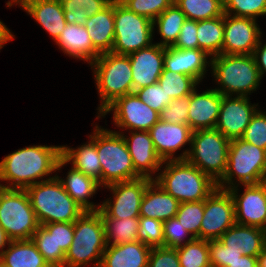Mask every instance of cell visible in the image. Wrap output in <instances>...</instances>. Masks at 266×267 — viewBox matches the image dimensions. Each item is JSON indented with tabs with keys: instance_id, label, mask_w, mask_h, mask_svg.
Listing matches in <instances>:
<instances>
[{
	"instance_id": "f1b7e54d",
	"label": "cell",
	"mask_w": 266,
	"mask_h": 267,
	"mask_svg": "<svg viewBox=\"0 0 266 267\" xmlns=\"http://www.w3.org/2000/svg\"><path fill=\"white\" fill-rule=\"evenodd\" d=\"M69 196L84 210L98 211L100 204H95L89 199L97 193L101 186L94 178L85 175L71 167L65 178H61L56 174Z\"/></svg>"
},
{
	"instance_id": "5b68a950",
	"label": "cell",
	"mask_w": 266,
	"mask_h": 267,
	"mask_svg": "<svg viewBox=\"0 0 266 267\" xmlns=\"http://www.w3.org/2000/svg\"><path fill=\"white\" fill-rule=\"evenodd\" d=\"M25 190L39 225L75 222L85 212L65 191L56 175Z\"/></svg>"
},
{
	"instance_id": "ab89813d",
	"label": "cell",
	"mask_w": 266,
	"mask_h": 267,
	"mask_svg": "<svg viewBox=\"0 0 266 267\" xmlns=\"http://www.w3.org/2000/svg\"><path fill=\"white\" fill-rule=\"evenodd\" d=\"M31 240L50 267H64L66 254L64 252H55L53 234H50L42 225L32 235Z\"/></svg>"
},
{
	"instance_id": "1f68e13d",
	"label": "cell",
	"mask_w": 266,
	"mask_h": 267,
	"mask_svg": "<svg viewBox=\"0 0 266 267\" xmlns=\"http://www.w3.org/2000/svg\"><path fill=\"white\" fill-rule=\"evenodd\" d=\"M224 37V15L212 19L197 21L198 49L208 56L221 54Z\"/></svg>"
},
{
	"instance_id": "7dc6e473",
	"label": "cell",
	"mask_w": 266,
	"mask_h": 267,
	"mask_svg": "<svg viewBox=\"0 0 266 267\" xmlns=\"http://www.w3.org/2000/svg\"><path fill=\"white\" fill-rule=\"evenodd\" d=\"M243 255L242 250L229 248L217 240H209V262L211 267H227Z\"/></svg>"
},
{
	"instance_id": "6da1fadb",
	"label": "cell",
	"mask_w": 266,
	"mask_h": 267,
	"mask_svg": "<svg viewBox=\"0 0 266 267\" xmlns=\"http://www.w3.org/2000/svg\"><path fill=\"white\" fill-rule=\"evenodd\" d=\"M67 164L62 158V145H33L20 148L0 161V182L6 183H0V187L26 189L53 178L54 176L49 175L60 171Z\"/></svg>"
},
{
	"instance_id": "7402d4cb",
	"label": "cell",
	"mask_w": 266,
	"mask_h": 267,
	"mask_svg": "<svg viewBox=\"0 0 266 267\" xmlns=\"http://www.w3.org/2000/svg\"><path fill=\"white\" fill-rule=\"evenodd\" d=\"M197 88L189 95L188 125L193 131L214 129L223 95L213 88L199 93Z\"/></svg>"
},
{
	"instance_id": "681fc988",
	"label": "cell",
	"mask_w": 266,
	"mask_h": 267,
	"mask_svg": "<svg viewBox=\"0 0 266 267\" xmlns=\"http://www.w3.org/2000/svg\"><path fill=\"white\" fill-rule=\"evenodd\" d=\"M135 93L141 101L158 113L172 101L158 82L140 88Z\"/></svg>"
},
{
	"instance_id": "ac0fdd59",
	"label": "cell",
	"mask_w": 266,
	"mask_h": 267,
	"mask_svg": "<svg viewBox=\"0 0 266 267\" xmlns=\"http://www.w3.org/2000/svg\"><path fill=\"white\" fill-rule=\"evenodd\" d=\"M122 134L130 153L135 171L141 177L154 180V174L162 167V159L158 156L149 131H130L129 136Z\"/></svg>"
},
{
	"instance_id": "603a6c76",
	"label": "cell",
	"mask_w": 266,
	"mask_h": 267,
	"mask_svg": "<svg viewBox=\"0 0 266 267\" xmlns=\"http://www.w3.org/2000/svg\"><path fill=\"white\" fill-rule=\"evenodd\" d=\"M56 41L66 26L60 0H26L21 6Z\"/></svg>"
},
{
	"instance_id": "f6af8a7d",
	"label": "cell",
	"mask_w": 266,
	"mask_h": 267,
	"mask_svg": "<svg viewBox=\"0 0 266 267\" xmlns=\"http://www.w3.org/2000/svg\"><path fill=\"white\" fill-rule=\"evenodd\" d=\"M163 236V246L169 248H178L194 239L176 217L163 222Z\"/></svg>"
},
{
	"instance_id": "f546056e",
	"label": "cell",
	"mask_w": 266,
	"mask_h": 267,
	"mask_svg": "<svg viewBox=\"0 0 266 267\" xmlns=\"http://www.w3.org/2000/svg\"><path fill=\"white\" fill-rule=\"evenodd\" d=\"M93 47L100 53L111 52L114 44V0L85 22Z\"/></svg>"
},
{
	"instance_id": "680465c9",
	"label": "cell",
	"mask_w": 266,
	"mask_h": 267,
	"mask_svg": "<svg viewBox=\"0 0 266 267\" xmlns=\"http://www.w3.org/2000/svg\"><path fill=\"white\" fill-rule=\"evenodd\" d=\"M0 35H13L12 31L0 20Z\"/></svg>"
},
{
	"instance_id": "d6a6232c",
	"label": "cell",
	"mask_w": 266,
	"mask_h": 267,
	"mask_svg": "<svg viewBox=\"0 0 266 267\" xmlns=\"http://www.w3.org/2000/svg\"><path fill=\"white\" fill-rule=\"evenodd\" d=\"M186 19L185 14L175 3L165 9L153 21V30L157 28L156 30L162 39V41L160 40L157 44L164 47L173 46L179 37L181 27Z\"/></svg>"
},
{
	"instance_id": "f35d334b",
	"label": "cell",
	"mask_w": 266,
	"mask_h": 267,
	"mask_svg": "<svg viewBox=\"0 0 266 267\" xmlns=\"http://www.w3.org/2000/svg\"><path fill=\"white\" fill-rule=\"evenodd\" d=\"M204 215V200L180 203L175 217L193 236L200 239V226Z\"/></svg>"
},
{
	"instance_id": "7bdbcfd3",
	"label": "cell",
	"mask_w": 266,
	"mask_h": 267,
	"mask_svg": "<svg viewBox=\"0 0 266 267\" xmlns=\"http://www.w3.org/2000/svg\"><path fill=\"white\" fill-rule=\"evenodd\" d=\"M163 222L148 217H139L138 241L152 247L163 246Z\"/></svg>"
},
{
	"instance_id": "816d5d0a",
	"label": "cell",
	"mask_w": 266,
	"mask_h": 267,
	"mask_svg": "<svg viewBox=\"0 0 266 267\" xmlns=\"http://www.w3.org/2000/svg\"><path fill=\"white\" fill-rule=\"evenodd\" d=\"M172 47L178 49H198L197 21L186 19L181 27L179 37Z\"/></svg>"
},
{
	"instance_id": "e0dca14e",
	"label": "cell",
	"mask_w": 266,
	"mask_h": 267,
	"mask_svg": "<svg viewBox=\"0 0 266 267\" xmlns=\"http://www.w3.org/2000/svg\"><path fill=\"white\" fill-rule=\"evenodd\" d=\"M258 109L250 97L223 95L215 128L229 140L241 138Z\"/></svg>"
},
{
	"instance_id": "d4e9b609",
	"label": "cell",
	"mask_w": 266,
	"mask_h": 267,
	"mask_svg": "<svg viewBox=\"0 0 266 267\" xmlns=\"http://www.w3.org/2000/svg\"><path fill=\"white\" fill-rule=\"evenodd\" d=\"M218 240L229 248L242 250L243 255L258 257L266 247V230L235 223Z\"/></svg>"
},
{
	"instance_id": "4fadbf2b",
	"label": "cell",
	"mask_w": 266,
	"mask_h": 267,
	"mask_svg": "<svg viewBox=\"0 0 266 267\" xmlns=\"http://www.w3.org/2000/svg\"><path fill=\"white\" fill-rule=\"evenodd\" d=\"M235 223V204L230 192L216 188L204 200L200 239L217 240Z\"/></svg>"
},
{
	"instance_id": "91938a15",
	"label": "cell",
	"mask_w": 266,
	"mask_h": 267,
	"mask_svg": "<svg viewBox=\"0 0 266 267\" xmlns=\"http://www.w3.org/2000/svg\"><path fill=\"white\" fill-rule=\"evenodd\" d=\"M26 0H9L6 2V7H11L13 5H18L19 7L25 2Z\"/></svg>"
},
{
	"instance_id": "74e56055",
	"label": "cell",
	"mask_w": 266,
	"mask_h": 267,
	"mask_svg": "<svg viewBox=\"0 0 266 267\" xmlns=\"http://www.w3.org/2000/svg\"><path fill=\"white\" fill-rule=\"evenodd\" d=\"M180 267H211L209 262V241L194 238L191 242L176 248Z\"/></svg>"
},
{
	"instance_id": "2e32d148",
	"label": "cell",
	"mask_w": 266,
	"mask_h": 267,
	"mask_svg": "<svg viewBox=\"0 0 266 267\" xmlns=\"http://www.w3.org/2000/svg\"><path fill=\"white\" fill-rule=\"evenodd\" d=\"M241 186L244 191L239 194ZM228 191L234 200L236 223L266 230V181L236 186Z\"/></svg>"
},
{
	"instance_id": "9a60e30c",
	"label": "cell",
	"mask_w": 266,
	"mask_h": 267,
	"mask_svg": "<svg viewBox=\"0 0 266 267\" xmlns=\"http://www.w3.org/2000/svg\"><path fill=\"white\" fill-rule=\"evenodd\" d=\"M257 20L224 13L222 55H252L263 37Z\"/></svg>"
},
{
	"instance_id": "b9f144b4",
	"label": "cell",
	"mask_w": 266,
	"mask_h": 267,
	"mask_svg": "<svg viewBox=\"0 0 266 267\" xmlns=\"http://www.w3.org/2000/svg\"><path fill=\"white\" fill-rule=\"evenodd\" d=\"M124 6L134 13L147 17L152 22L167 8L174 0H119Z\"/></svg>"
},
{
	"instance_id": "e575fe53",
	"label": "cell",
	"mask_w": 266,
	"mask_h": 267,
	"mask_svg": "<svg viewBox=\"0 0 266 267\" xmlns=\"http://www.w3.org/2000/svg\"><path fill=\"white\" fill-rule=\"evenodd\" d=\"M67 24L85 26L87 18L104 9L112 0H60Z\"/></svg>"
},
{
	"instance_id": "52a82bcc",
	"label": "cell",
	"mask_w": 266,
	"mask_h": 267,
	"mask_svg": "<svg viewBox=\"0 0 266 267\" xmlns=\"http://www.w3.org/2000/svg\"><path fill=\"white\" fill-rule=\"evenodd\" d=\"M266 181V150L232 139L228 150L227 168L217 182V188L228 190L239 185L258 184Z\"/></svg>"
},
{
	"instance_id": "94428289",
	"label": "cell",
	"mask_w": 266,
	"mask_h": 267,
	"mask_svg": "<svg viewBox=\"0 0 266 267\" xmlns=\"http://www.w3.org/2000/svg\"><path fill=\"white\" fill-rule=\"evenodd\" d=\"M0 267H8V266L5 265L3 262L0 261Z\"/></svg>"
},
{
	"instance_id": "7c38bea8",
	"label": "cell",
	"mask_w": 266,
	"mask_h": 267,
	"mask_svg": "<svg viewBox=\"0 0 266 267\" xmlns=\"http://www.w3.org/2000/svg\"><path fill=\"white\" fill-rule=\"evenodd\" d=\"M152 181L147 177L110 184L112 197L104 200L98 210L102 218L126 219L140 217V206L145 189Z\"/></svg>"
},
{
	"instance_id": "60d3db41",
	"label": "cell",
	"mask_w": 266,
	"mask_h": 267,
	"mask_svg": "<svg viewBox=\"0 0 266 267\" xmlns=\"http://www.w3.org/2000/svg\"><path fill=\"white\" fill-rule=\"evenodd\" d=\"M224 13L257 20L266 15V0H223Z\"/></svg>"
},
{
	"instance_id": "836d02e7",
	"label": "cell",
	"mask_w": 266,
	"mask_h": 267,
	"mask_svg": "<svg viewBox=\"0 0 266 267\" xmlns=\"http://www.w3.org/2000/svg\"><path fill=\"white\" fill-rule=\"evenodd\" d=\"M107 245H119L138 241L139 217L117 219L102 218Z\"/></svg>"
},
{
	"instance_id": "8d00e7d4",
	"label": "cell",
	"mask_w": 266,
	"mask_h": 267,
	"mask_svg": "<svg viewBox=\"0 0 266 267\" xmlns=\"http://www.w3.org/2000/svg\"><path fill=\"white\" fill-rule=\"evenodd\" d=\"M158 83L172 100L189 96L199 86V83L191 76L164 68L158 79Z\"/></svg>"
},
{
	"instance_id": "3957f363",
	"label": "cell",
	"mask_w": 266,
	"mask_h": 267,
	"mask_svg": "<svg viewBox=\"0 0 266 267\" xmlns=\"http://www.w3.org/2000/svg\"><path fill=\"white\" fill-rule=\"evenodd\" d=\"M215 87L224 96L250 97L261 85V75L253 55H218L211 58Z\"/></svg>"
},
{
	"instance_id": "9f6ffc18",
	"label": "cell",
	"mask_w": 266,
	"mask_h": 267,
	"mask_svg": "<svg viewBox=\"0 0 266 267\" xmlns=\"http://www.w3.org/2000/svg\"><path fill=\"white\" fill-rule=\"evenodd\" d=\"M257 259H258V267H266V247L262 250Z\"/></svg>"
},
{
	"instance_id": "d590c367",
	"label": "cell",
	"mask_w": 266,
	"mask_h": 267,
	"mask_svg": "<svg viewBox=\"0 0 266 267\" xmlns=\"http://www.w3.org/2000/svg\"><path fill=\"white\" fill-rule=\"evenodd\" d=\"M188 20L201 21L224 15L223 0H174Z\"/></svg>"
},
{
	"instance_id": "30bf717a",
	"label": "cell",
	"mask_w": 266,
	"mask_h": 267,
	"mask_svg": "<svg viewBox=\"0 0 266 267\" xmlns=\"http://www.w3.org/2000/svg\"><path fill=\"white\" fill-rule=\"evenodd\" d=\"M0 225L12 240H28L40 226L25 189L0 187Z\"/></svg>"
},
{
	"instance_id": "8fae6325",
	"label": "cell",
	"mask_w": 266,
	"mask_h": 267,
	"mask_svg": "<svg viewBox=\"0 0 266 267\" xmlns=\"http://www.w3.org/2000/svg\"><path fill=\"white\" fill-rule=\"evenodd\" d=\"M114 44L112 53L129 55L153 44V22L114 0Z\"/></svg>"
},
{
	"instance_id": "6f0895ef",
	"label": "cell",
	"mask_w": 266,
	"mask_h": 267,
	"mask_svg": "<svg viewBox=\"0 0 266 267\" xmlns=\"http://www.w3.org/2000/svg\"><path fill=\"white\" fill-rule=\"evenodd\" d=\"M14 38L15 35H0V50L7 42L12 41Z\"/></svg>"
},
{
	"instance_id": "d6986e66",
	"label": "cell",
	"mask_w": 266,
	"mask_h": 267,
	"mask_svg": "<svg viewBox=\"0 0 266 267\" xmlns=\"http://www.w3.org/2000/svg\"><path fill=\"white\" fill-rule=\"evenodd\" d=\"M165 47L157 43L129 54L133 92L157 83L163 71Z\"/></svg>"
},
{
	"instance_id": "f5cc1de1",
	"label": "cell",
	"mask_w": 266,
	"mask_h": 267,
	"mask_svg": "<svg viewBox=\"0 0 266 267\" xmlns=\"http://www.w3.org/2000/svg\"><path fill=\"white\" fill-rule=\"evenodd\" d=\"M263 43V39L261 38L252 54L255 59L256 66L260 72L261 78H263L266 74V42L265 44Z\"/></svg>"
},
{
	"instance_id": "db71d44e",
	"label": "cell",
	"mask_w": 266,
	"mask_h": 267,
	"mask_svg": "<svg viewBox=\"0 0 266 267\" xmlns=\"http://www.w3.org/2000/svg\"><path fill=\"white\" fill-rule=\"evenodd\" d=\"M227 267H258V259L257 257L242 255L234 262L229 263Z\"/></svg>"
},
{
	"instance_id": "5bb4252c",
	"label": "cell",
	"mask_w": 266,
	"mask_h": 267,
	"mask_svg": "<svg viewBox=\"0 0 266 267\" xmlns=\"http://www.w3.org/2000/svg\"><path fill=\"white\" fill-rule=\"evenodd\" d=\"M113 111V122L117 128L129 131H149L158 121L159 113L139 99L135 92L118 98L100 119Z\"/></svg>"
},
{
	"instance_id": "44dd1931",
	"label": "cell",
	"mask_w": 266,
	"mask_h": 267,
	"mask_svg": "<svg viewBox=\"0 0 266 267\" xmlns=\"http://www.w3.org/2000/svg\"><path fill=\"white\" fill-rule=\"evenodd\" d=\"M164 69L185 74L194 78L199 84L211 66V58L201 49H178L165 47Z\"/></svg>"
},
{
	"instance_id": "cb8c5ba5",
	"label": "cell",
	"mask_w": 266,
	"mask_h": 267,
	"mask_svg": "<svg viewBox=\"0 0 266 267\" xmlns=\"http://www.w3.org/2000/svg\"><path fill=\"white\" fill-rule=\"evenodd\" d=\"M55 44L67 56L81 59L87 62L89 66L101 55L93 47L85 26L81 25L66 24Z\"/></svg>"
},
{
	"instance_id": "ffe728a7",
	"label": "cell",
	"mask_w": 266,
	"mask_h": 267,
	"mask_svg": "<svg viewBox=\"0 0 266 267\" xmlns=\"http://www.w3.org/2000/svg\"><path fill=\"white\" fill-rule=\"evenodd\" d=\"M152 141L162 161L177 160L176 151L184 145L191 147L193 130L188 124L167 123L159 120L150 130Z\"/></svg>"
},
{
	"instance_id": "f907efd6",
	"label": "cell",
	"mask_w": 266,
	"mask_h": 267,
	"mask_svg": "<svg viewBox=\"0 0 266 267\" xmlns=\"http://www.w3.org/2000/svg\"><path fill=\"white\" fill-rule=\"evenodd\" d=\"M148 267H180L176 248L152 247Z\"/></svg>"
},
{
	"instance_id": "9c48e42d",
	"label": "cell",
	"mask_w": 266,
	"mask_h": 267,
	"mask_svg": "<svg viewBox=\"0 0 266 267\" xmlns=\"http://www.w3.org/2000/svg\"><path fill=\"white\" fill-rule=\"evenodd\" d=\"M97 153L102 167L101 187L141 178L135 171L121 133L97 124Z\"/></svg>"
},
{
	"instance_id": "bcb514c9",
	"label": "cell",
	"mask_w": 266,
	"mask_h": 267,
	"mask_svg": "<svg viewBox=\"0 0 266 267\" xmlns=\"http://www.w3.org/2000/svg\"><path fill=\"white\" fill-rule=\"evenodd\" d=\"M190 96L173 99L159 113V120L167 123L188 124Z\"/></svg>"
},
{
	"instance_id": "4316f807",
	"label": "cell",
	"mask_w": 266,
	"mask_h": 267,
	"mask_svg": "<svg viewBox=\"0 0 266 267\" xmlns=\"http://www.w3.org/2000/svg\"><path fill=\"white\" fill-rule=\"evenodd\" d=\"M93 133V134H92ZM88 137L90 140L77 148L62 146V158L72 167L94 178L101 186L102 167L97 153V124Z\"/></svg>"
},
{
	"instance_id": "484cf974",
	"label": "cell",
	"mask_w": 266,
	"mask_h": 267,
	"mask_svg": "<svg viewBox=\"0 0 266 267\" xmlns=\"http://www.w3.org/2000/svg\"><path fill=\"white\" fill-rule=\"evenodd\" d=\"M151 247L134 241L119 245H107L100 267H148Z\"/></svg>"
},
{
	"instance_id": "8992f818",
	"label": "cell",
	"mask_w": 266,
	"mask_h": 267,
	"mask_svg": "<svg viewBox=\"0 0 266 267\" xmlns=\"http://www.w3.org/2000/svg\"><path fill=\"white\" fill-rule=\"evenodd\" d=\"M105 227L99 211H85L74 222V237L64 267H100L106 249ZM93 261V262H92Z\"/></svg>"
},
{
	"instance_id": "ee69618b",
	"label": "cell",
	"mask_w": 266,
	"mask_h": 267,
	"mask_svg": "<svg viewBox=\"0 0 266 267\" xmlns=\"http://www.w3.org/2000/svg\"><path fill=\"white\" fill-rule=\"evenodd\" d=\"M241 139L266 150V111H256Z\"/></svg>"
},
{
	"instance_id": "7a4b0ae2",
	"label": "cell",
	"mask_w": 266,
	"mask_h": 267,
	"mask_svg": "<svg viewBox=\"0 0 266 267\" xmlns=\"http://www.w3.org/2000/svg\"><path fill=\"white\" fill-rule=\"evenodd\" d=\"M163 165L154 181L180 203L205 200L217 188L209 175L187 160L163 161Z\"/></svg>"
},
{
	"instance_id": "4dcf8cb0",
	"label": "cell",
	"mask_w": 266,
	"mask_h": 267,
	"mask_svg": "<svg viewBox=\"0 0 266 267\" xmlns=\"http://www.w3.org/2000/svg\"><path fill=\"white\" fill-rule=\"evenodd\" d=\"M0 261L8 267H50L31 239L11 241Z\"/></svg>"
},
{
	"instance_id": "c3c4849f",
	"label": "cell",
	"mask_w": 266,
	"mask_h": 267,
	"mask_svg": "<svg viewBox=\"0 0 266 267\" xmlns=\"http://www.w3.org/2000/svg\"><path fill=\"white\" fill-rule=\"evenodd\" d=\"M50 234H53L55 252H64L70 248L74 237V222H57L42 225Z\"/></svg>"
},
{
	"instance_id": "83f0119b",
	"label": "cell",
	"mask_w": 266,
	"mask_h": 267,
	"mask_svg": "<svg viewBox=\"0 0 266 267\" xmlns=\"http://www.w3.org/2000/svg\"><path fill=\"white\" fill-rule=\"evenodd\" d=\"M179 204L177 199L152 180L145 189L140 206V216L164 222L175 217Z\"/></svg>"
},
{
	"instance_id": "11a10c76",
	"label": "cell",
	"mask_w": 266,
	"mask_h": 267,
	"mask_svg": "<svg viewBox=\"0 0 266 267\" xmlns=\"http://www.w3.org/2000/svg\"><path fill=\"white\" fill-rule=\"evenodd\" d=\"M11 239L8 237L5 230L0 225V254L5 250L6 246L8 247L11 243Z\"/></svg>"
},
{
	"instance_id": "277c9868",
	"label": "cell",
	"mask_w": 266,
	"mask_h": 267,
	"mask_svg": "<svg viewBox=\"0 0 266 267\" xmlns=\"http://www.w3.org/2000/svg\"><path fill=\"white\" fill-rule=\"evenodd\" d=\"M101 103L96 118L118 98L133 93L132 67L128 55L102 53L91 65Z\"/></svg>"
},
{
	"instance_id": "ba28073f",
	"label": "cell",
	"mask_w": 266,
	"mask_h": 267,
	"mask_svg": "<svg viewBox=\"0 0 266 267\" xmlns=\"http://www.w3.org/2000/svg\"><path fill=\"white\" fill-rule=\"evenodd\" d=\"M230 141L216 128L195 130L191 147L177 155V160H187L217 183L227 168Z\"/></svg>"
}]
</instances>
